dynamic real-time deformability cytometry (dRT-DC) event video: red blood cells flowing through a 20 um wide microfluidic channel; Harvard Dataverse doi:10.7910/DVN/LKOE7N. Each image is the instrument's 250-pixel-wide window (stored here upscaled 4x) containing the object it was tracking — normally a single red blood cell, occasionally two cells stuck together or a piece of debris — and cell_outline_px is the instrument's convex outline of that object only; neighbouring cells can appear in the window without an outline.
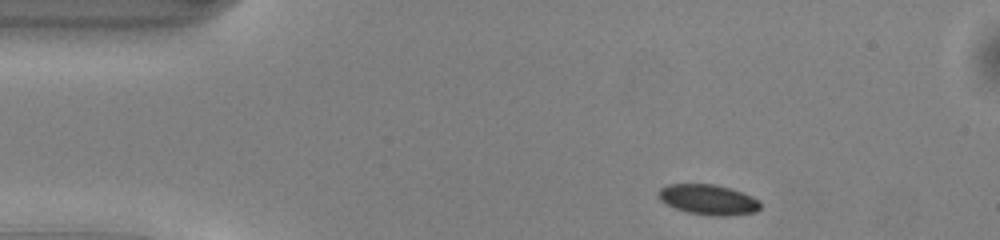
{"species": "common noctule bat (a hibernating species)", "species_latin": "Nyctalus noctula", "temperature_condition": "warm", "stored_images_in_passage": 43, "camera_frame_rate_fps": 3000, "um_per_image_px": 0.085, "animal": {"sex": "male", "body_mass_g": 13.0, "forearm_length_mm": 53.1}, "frame": {"image": 1, "passage_image": 1, "time_ms": 0.0, "image_size_px": [1000, 240], "cell_outline_px": [[760, 208], [756, 212], [724, 216], [712, 216], [688, 212], [676, 208], [660, 200], [656, 192], [660, 188], [668, 184], [716, 184], [752, 196], [760, 200]], "centroid_in_image_um": [60.19, 16.96], "position_along_channel_um": 24.8, "area_um2": 17.92}}
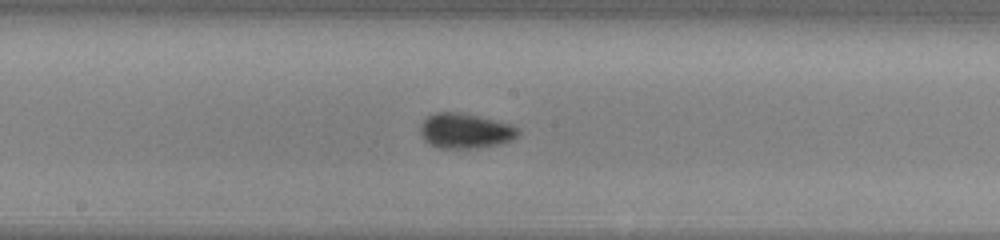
{"frame": {"image": 2, "passage_image": 19, "time_ms": 6.0, "image_size_px": [1000, 240], "cell_outline_px": [[520, 132], [512, 140], [500, 144], [476, 148], [440, 148], [424, 140], [420, 136], [420, 124], [428, 116], [436, 112], [460, 112], [480, 116], [512, 124]], "centroid_in_image_um": [39.54, 11.11], "position_along_channel_um": 208.7, "area_um2": 20.06}}
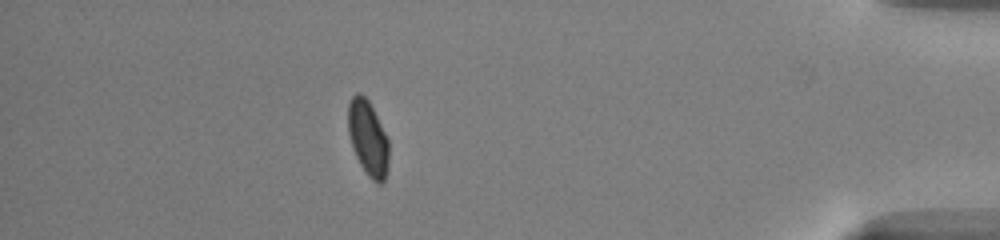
{"frame": {"image": 3, "passage_image": 37, "time_ms": 12.0, "image_size_px": [1000, 240], "cell_outline_px": [[388, 168], [384, 180], [380, 184], [376, 184], [368, 176], [360, 164], [352, 148], [348, 132], [348, 104], [352, 96], [356, 92], [360, 92], [368, 100], [388, 140]], "centroid_in_image_um": [31.26, 11.75], "position_along_channel_um": 403.9, "area_um2": 17.74}, "authors_computed_cell_mechanics": {"area_um2": 18.3226, "velocity_mm_per_s": 4.1284, "shape_relaxation_time_tau1_ms": 2.2561, "shape_relaxation_time_tau2_ms": null, "deformation_change_tau1": 0.0853, "deformation_change_tau2": null}}